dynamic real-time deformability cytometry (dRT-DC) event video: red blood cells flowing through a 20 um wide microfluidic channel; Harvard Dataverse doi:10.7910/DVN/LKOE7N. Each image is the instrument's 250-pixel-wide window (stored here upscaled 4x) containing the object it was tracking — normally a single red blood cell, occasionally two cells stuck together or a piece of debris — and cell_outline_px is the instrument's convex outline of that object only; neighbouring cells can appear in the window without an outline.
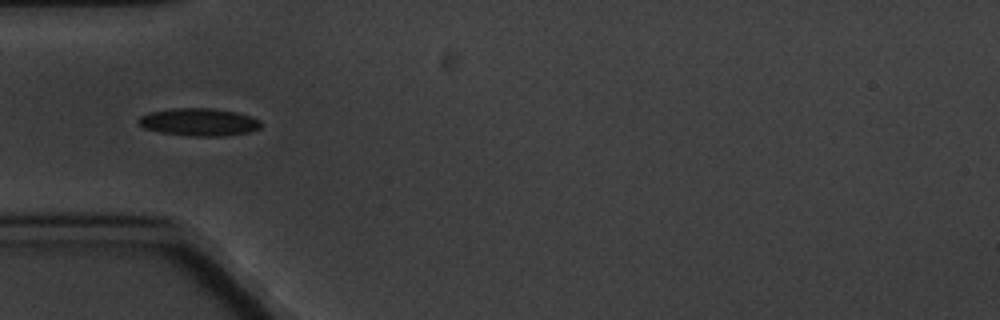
{"species": "common noctule bat (a hibernating species)", "species_latin": "Nyctalus noctula", "temperature_condition": "cold", "stored_images_in_passage": 9, "camera_frame_rate_fps": 3000, "um_per_image_px": 0.085, "animal": {"sex": "male", "body_mass_g": 20.1, "forearm_length_mm": 53.5}, "frame": {"image": 1, "passage_image": 6, "time_ms": 6.0, "image_size_px": [1000, 320], "cell_outline_px": [[260, 128], [248, 132], [224, 136], [188, 136], [160, 132], [144, 128], [136, 120], [140, 116], [148, 112], [172, 108], [212, 108], [236, 112], [260, 120]], "centroid_in_image_um": [16.87, 10.37], "position_along_channel_um": 68.1, "area_um2": 19.71}}